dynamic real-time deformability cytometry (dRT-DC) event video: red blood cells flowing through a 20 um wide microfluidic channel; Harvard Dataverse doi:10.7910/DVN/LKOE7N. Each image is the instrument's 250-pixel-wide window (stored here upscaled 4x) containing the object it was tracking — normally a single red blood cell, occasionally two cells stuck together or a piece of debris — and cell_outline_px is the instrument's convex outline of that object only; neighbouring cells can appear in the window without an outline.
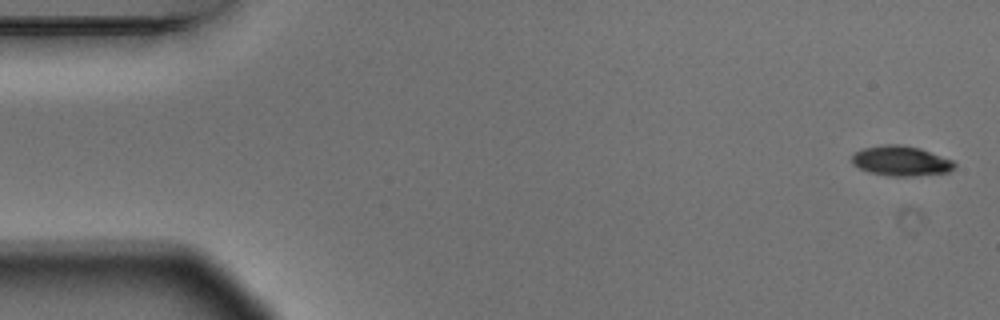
{"species": "Egyptian fruit bat (a non-hibernating species)", "species_latin": "Rousettus aegyptiacus", "temperature_condition": "warm", "stored_images_in_passage": 6, "camera_frame_rate_fps": 3000, "um_per_image_px": 0.085, "animal": {"sex": "male"}, "frame": {"image": 1, "passage_image": 1, "time_ms": 0.0, "image_size_px": [1000, 320], "cell_outline_px": [[956, 164], [948, 172], [916, 176], [888, 176], [868, 172], [852, 164], [852, 156], [856, 152], [864, 148], [884, 144], [900, 144], [920, 148], [952, 160]], "centroid_in_image_um": [76.56, 13.68], "position_along_channel_um": 8.4, "area_um2": 17.86}}
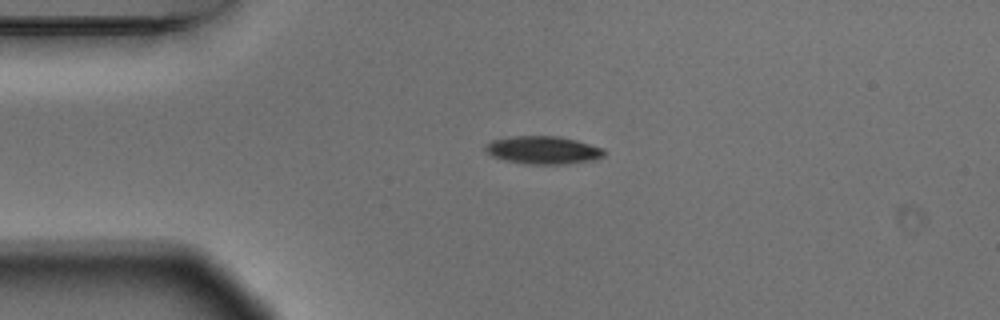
{"frame": {"image": 2, "passage_image": 4, "time_ms": 1.0, "image_size_px": [1000, 320], "cell_outline_px": [[608, 152], [604, 156], [596, 160], [564, 164], [528, 164], [504, 160], [492, 156], [484, 148], [492, 140], [508, 136], [560, 136], [576, 140], [604, 148]], "centroid_in_image_um": [46.22, 12.75], "position_along_channel_um": 38.8, "area_um2": 19.48}}
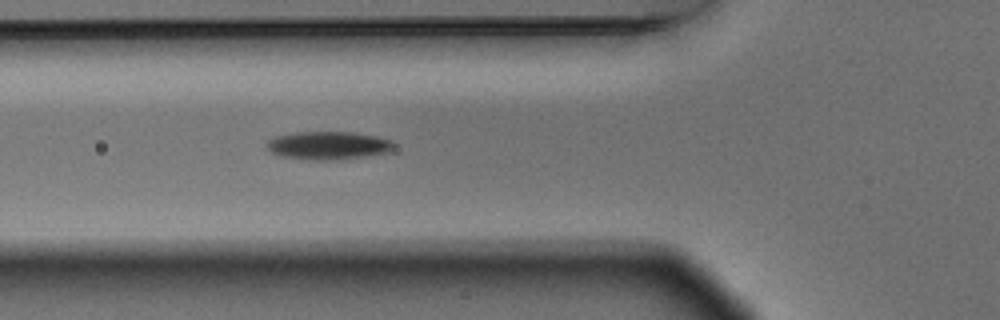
{"frame": {"image": 3, "passage_image": 6, "time_ms": 1.667, "image_size_px": [1000, 320], "cell_outline_px": [[396, 144], [388, 152], [364, 156], [332, 160], [312, 160], [280, 156], [272, 152], [268, 148], [268, 140], [276, 136], [296, 132], [352, 132], [376, 136], [392, 140]], "centroid_in_image_um": [27.91, 12.36], "position_along_channel_um": 97.9, "area_um2": 20.63}}